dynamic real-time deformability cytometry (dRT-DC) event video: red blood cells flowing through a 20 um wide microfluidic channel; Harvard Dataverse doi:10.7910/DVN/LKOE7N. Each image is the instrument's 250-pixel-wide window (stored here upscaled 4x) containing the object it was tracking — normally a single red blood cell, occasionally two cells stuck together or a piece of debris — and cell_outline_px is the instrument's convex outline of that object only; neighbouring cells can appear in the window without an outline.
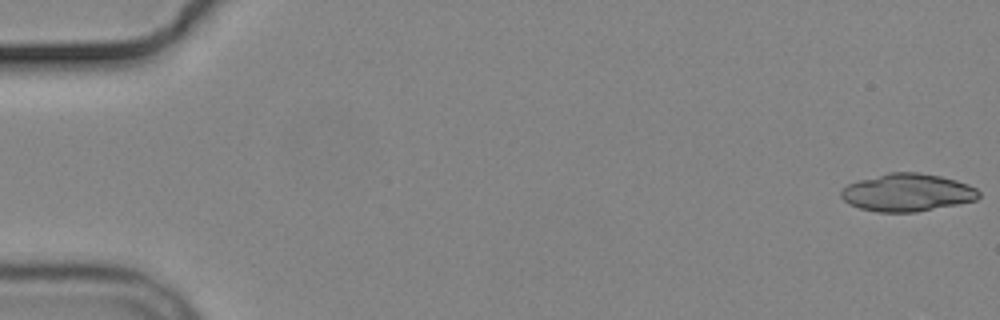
{"species": "common noctule bat (a hibernating species)", "species_latin": "Nyctalus noctula", "temperature_condition": "cold", "stored_images_in_passage": 7, "camera_frame_rate_fps": 3000, "um_per_image_px": 0.085, "animal": {"sex": "male", "body_mass_g": 19.2, "forearm_length_mm": 51.8}, "frame": {"image": 1, "passage_image": 1, "time_ms": 0.0, "image_size_px": [1000, 320], "cell_outline_px": [[980, 196], [976, 200], [916, 212], [876, 212], [860, 208], [848, 204], [840, 196], [840, 192], [848, 184], [860, 180], [888, 172], [916, 172], [940, 176], [956, 180], [968, 184], [976, 188], [980, 192]], "centroid_in_image_um": [77.11, 16.36], "position_along_channel_um": 7.9, "area_um2": 30.17}}